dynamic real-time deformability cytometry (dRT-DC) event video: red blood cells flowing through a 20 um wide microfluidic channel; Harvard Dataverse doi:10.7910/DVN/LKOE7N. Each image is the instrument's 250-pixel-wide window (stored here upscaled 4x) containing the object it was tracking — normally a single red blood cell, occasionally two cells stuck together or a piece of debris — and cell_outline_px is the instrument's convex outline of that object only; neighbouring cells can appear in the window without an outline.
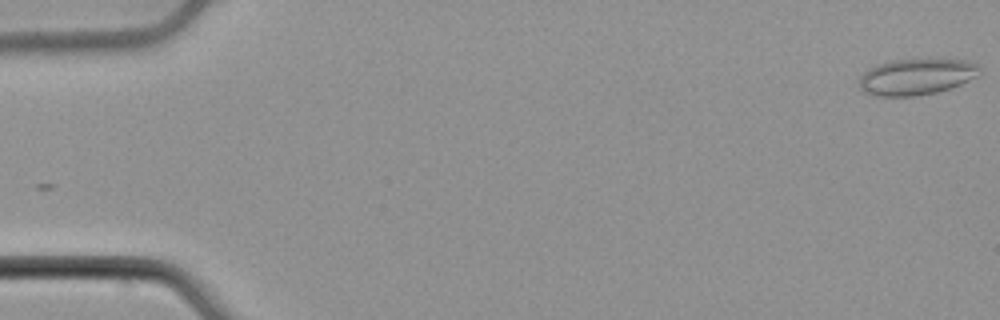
{"species": "common noctule bat (a hibernating species)", "species_latin": "Nyctalus noctula", "temperature_condition": "cold", "stored_images_in_passage": 5, "camera_frame_rate_fps": 3000, "um_per_image_px": 0.085, "animal": {"sex": "male", "body_mass_g": 21.5, "forearm_length_mm": 52.0}, "frame": {"image": 1, "passage_image": 1, "time_ms": 0.0, "image_size_px": [1000, 320], "cell_outline_px": [[980, 76], [960, 84], [936, 92], [916, 96], [868, 96], [860, 88], [860, 76], [868, 68], [888, 60], [968, 60], [976, 64], [980, 68]], "centroid_in_image_um": [77.87, 6.53], "position_along_channel_um": 7.1, "area_um2": 25.43}}